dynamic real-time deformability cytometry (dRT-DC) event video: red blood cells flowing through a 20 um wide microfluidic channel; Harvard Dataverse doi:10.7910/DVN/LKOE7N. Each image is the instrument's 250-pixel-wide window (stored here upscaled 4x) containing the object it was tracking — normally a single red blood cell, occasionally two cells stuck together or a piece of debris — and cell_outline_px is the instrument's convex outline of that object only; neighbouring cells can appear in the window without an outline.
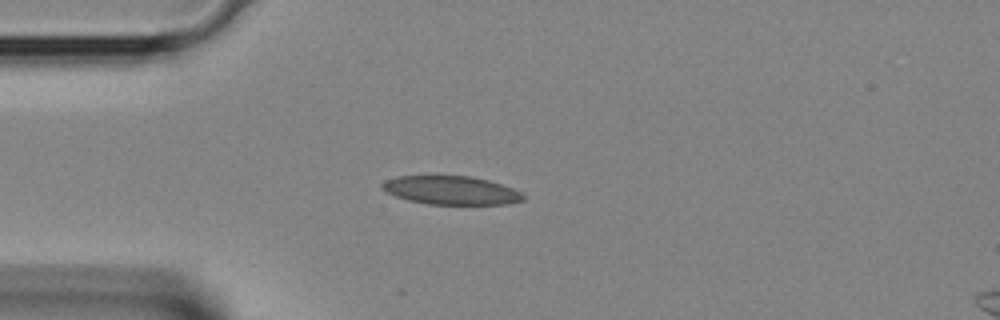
{"species": "Egyptian fruit bat (a non-hibernating species)", "species_latin": "Rousettus aegyptiacus", "temperature_condition": "room temperature", "stored_images_in_passage": 11, "camera_frame_rate_fps": 3000, "um_per_image_px": 0.085, "animal": {"sex": "female"}, "frame": {"image": 1, "passage_image": 9, "time_ms": 2.667, "image_size_px": [1000, 320], "cell_outline_px": [[524, 200], [508, 204], [428, 204], [408, 200], [396, 196], [380, 188], [380, 184], [384, 180], [396, 176], [472, 176], [488, 180], [512, 188], [520, 192], [524, 196]], "centroid_in_image_um": [38.31, 16.17], "position_along_channel_um": 46.7, "area_um2": 23.41}}